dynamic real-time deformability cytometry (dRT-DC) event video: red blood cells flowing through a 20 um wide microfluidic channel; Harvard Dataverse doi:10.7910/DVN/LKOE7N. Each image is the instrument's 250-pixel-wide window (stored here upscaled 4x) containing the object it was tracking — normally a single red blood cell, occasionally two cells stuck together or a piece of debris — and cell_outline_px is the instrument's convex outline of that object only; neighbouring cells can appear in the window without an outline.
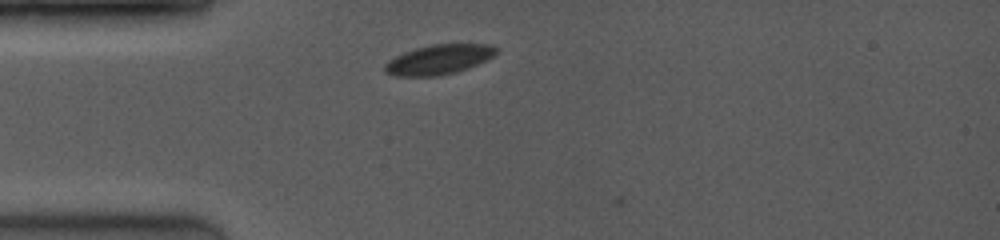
{"species": "common noctule bat (a hibernating species)", "species_latin": "Nyctalus noctula", "temperature_condition": "room temperature", "stored_images_in_passage": 3, "camera_frame_rate_fps": 4000, "um_per_image_px": 0.085, "animal": {"sex": "female", "body_mass_g": 19.0, "forearm_length_mm": 53.3}, "frame": {"image": 1, "passage_image": 2, "time_ms": 0.25, "image_size_px": [1000, 240], "cell_outline_px": [[500, 52], [468, 68], [456, 72], [436, 76], [392, 76], [384, 72], [384, 64], [388, 60], [404, 52], [416, 48], [432, 44], [496, 44], [500, 48]], "centroid_in_image_um": [37.31, 5.05], "position_along_channel_um": 47.7, "area_um2": 19.48}}